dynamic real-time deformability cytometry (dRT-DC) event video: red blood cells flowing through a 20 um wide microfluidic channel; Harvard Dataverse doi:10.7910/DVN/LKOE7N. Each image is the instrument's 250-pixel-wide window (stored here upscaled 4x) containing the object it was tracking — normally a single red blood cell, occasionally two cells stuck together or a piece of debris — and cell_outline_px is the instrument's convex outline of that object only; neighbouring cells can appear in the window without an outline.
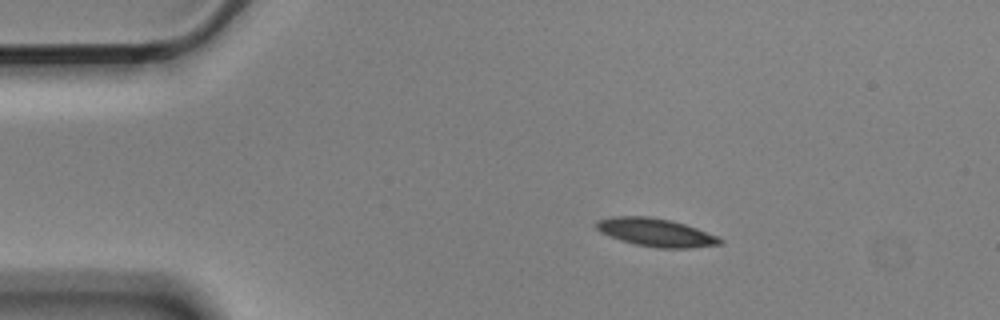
{"species": "Egyptian fruit bat (a non-hibernating species)", "species_latin": "Rousettus aegyptiacus", "temperature_condition": "cold", "stored_images_in_passage": 6, "camera_frame_rate_fps": 3000, "um_per_image_px": 0.085, "animal": {"sex": "male"}, "frame": {"image": 1, "passage_image": 2, "time_ms": 0.333, "image_size_px": [1000, 320], "cell_outline_px": [[724, 244], [692, 248], [656, 248], [636, 244], [620, 240], [600, 232], [596, 228], [596, 220], [612, 216], [648, 216], [672, 220], [720, 236], [724, 240]], "centroid_in_image_um": [55.79, 19.76], "position_along_channel_um": 29.2, "area_um2": 20.52}}
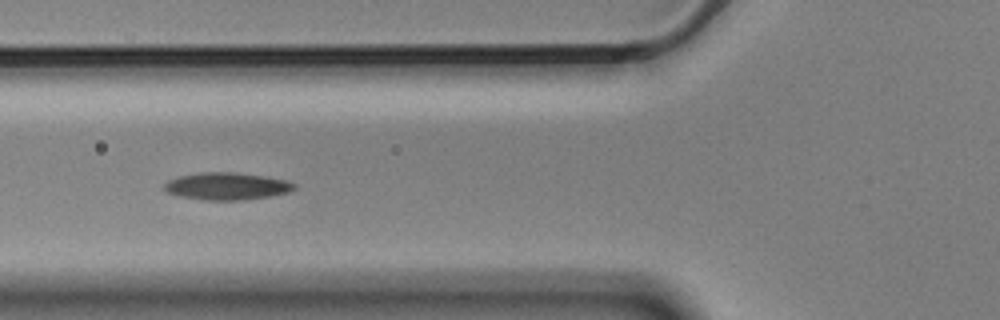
{"frame": {"image": 2, "passage_image": 5, "time_ms": 1.333, "image_size_px": [1000, 320], "cell_outline_px": [[296, 188], [288, 192], [268, 196], [240, 200], [208, 200], [180, 196], [168, 192], [164, 188], [164, 184], [168, 180], [180, 176], [200, 172], [236, 172], [264, 176], [284, 180], [296, 184]], "centroid_in_image_um": [19.27, 15.81], "position_along_channel_um": 106.5, "area_um2": 20.4}}
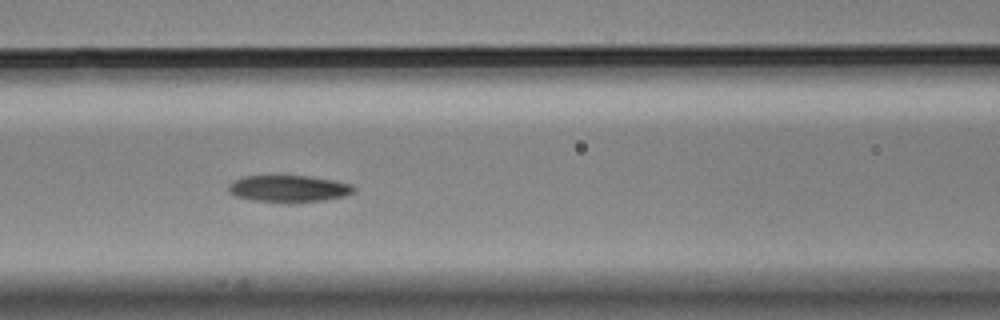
{"frame": {"image": 3, "passage_image": 6, "time_ms": 1.667, "image_size_px": [1000, 320], "cell_outline_px": [[356, 188], [352, 192], [344, 196], [324, 200], [252, 200], [236, 196], [228, 192], [228, 184], [232, 180], [244, 176], [308, 176], [336, 180], [352, 184]], "centroid_in_image_um": [24.52, 15.99], "position_along_channel_um": 142.1, "area_um2": 18.96}}